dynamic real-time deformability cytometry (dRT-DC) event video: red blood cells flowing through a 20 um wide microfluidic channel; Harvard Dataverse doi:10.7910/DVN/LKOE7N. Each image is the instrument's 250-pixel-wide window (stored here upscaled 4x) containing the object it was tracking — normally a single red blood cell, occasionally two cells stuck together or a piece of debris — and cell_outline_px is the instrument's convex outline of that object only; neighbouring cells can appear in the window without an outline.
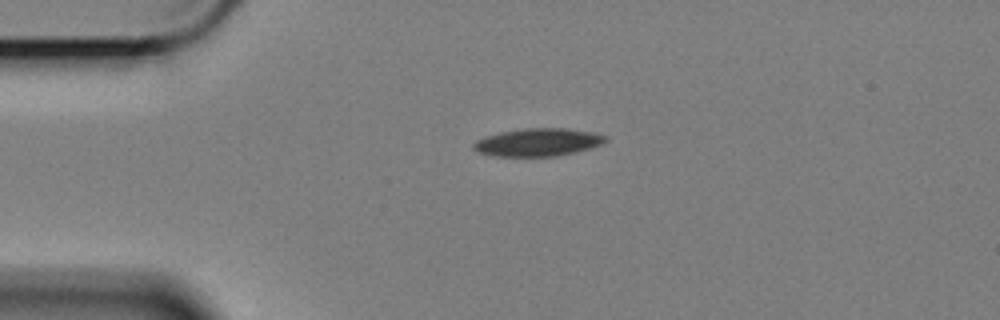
{"species": "Egyptian fruit bat (a non-hibernating species)", "species_latin": "Rousettus aegyptiacus", "temperature_condition": "cold", "stored_images_in_passage": 46, "camera_frame_rate_fps": 3000, "um_per_image_px": 0.085, "animal": {"sex": "female"}, "frame": {"image": 1, "passage_image": 1, "time_ms": 0.0, "image_size_px": [1000, 320], "cell_outline_px": [[608, 140], [600, 144], [588, 148], [556, 156], [492, 156], [480, 152], [472, 148], [472, 144], [476, 140], [500, 132], [524, 128], [564, 128], [592, 132], [608, 136]], "centroid_in_image_um": [45.71, 12.08], "position_along_channel_um": 39.3, "area_um2": 21.15}}
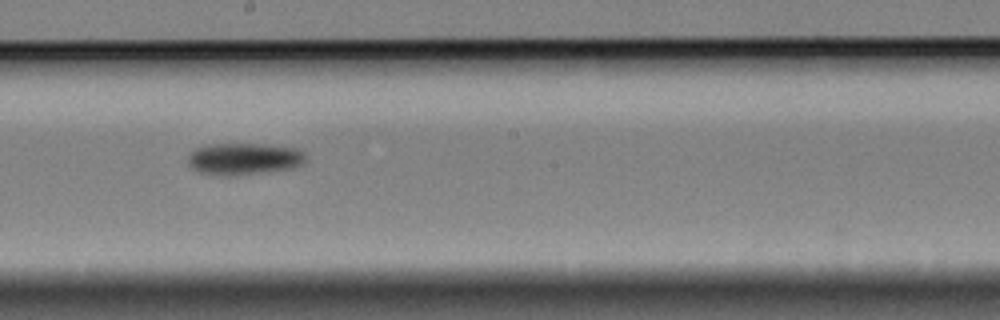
{"frame": {"image": 2, "passage_image": 20, "time_ms": 6.333, "image_size_px": [1000, 320], "cell_outline_px": [[308, 160], [296, 168], [228, 176], [196, 172], [188, 164], [188, 156], [196, 148], [204, 144], [264, 144], [296, 148], [304, 152]], "centroid_in_image_um": [20.75, 13.5], "position_along_channel_um": 227.4, "area_um2": 22.08}}
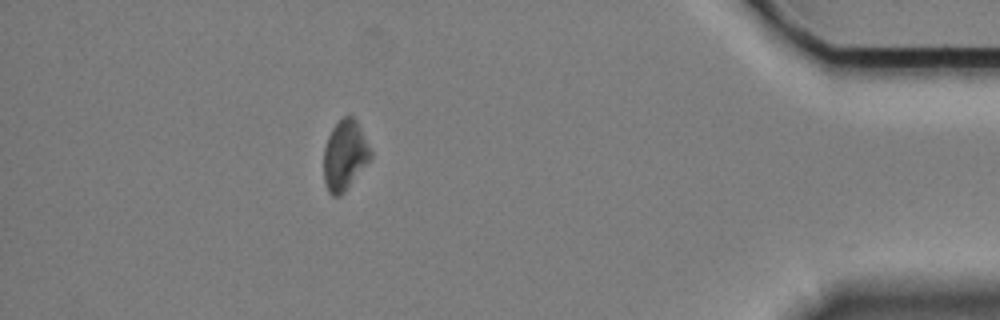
{"frame": {"image": 3, "passage_image": 40, "time_ms": 13.0, "image_size_px": [1000, 320], "cell_outline_px": [[372, 156], [344, 192], [340, 196], [332, 196], [328, 192], [324, 180], [324, 148], [328, 136], [332, 128], [344, 116], [352, 116], [356, 120], [372, 152]], "centroid_in_image_um": [29.29, 13.2], "position_along_channel_um": 405.9, "area_um2": 18.79}, "authors_computed_cell_mechanics": {"area_um2": 21.0392, "velocity_mm_per_s": 3.3786, "shape_relaxation_time_tau1_ms": 2.7208, "shape_relaxation_time_tau2_ms": null, "deformation_change_tau1": 0.0739, "deformation_change_tau2": null}}